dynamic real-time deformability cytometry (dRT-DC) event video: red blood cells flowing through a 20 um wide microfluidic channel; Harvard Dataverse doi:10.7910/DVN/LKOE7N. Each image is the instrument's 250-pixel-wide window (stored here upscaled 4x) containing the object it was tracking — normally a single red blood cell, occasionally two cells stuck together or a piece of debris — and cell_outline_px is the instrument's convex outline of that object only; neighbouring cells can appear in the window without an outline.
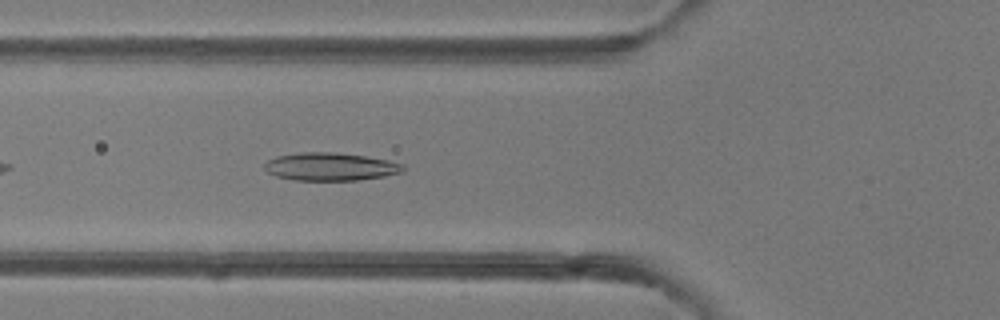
{"species": "common noctule bat (a hibernating species)", "species_latin": "Nyctalus noctula", "temperature_condition": "room temperature", "stored_images_in_passage": 36, "camera_frame_rate_fps": 3000, "um_per_image_px": 0.085, "animal": {"sex": "female"}, "frame": {"image": 1, "passage_image": 5, "time_ms": 1.333, "image_size_px": [1000, 320], "cell_outline_px": [[404, 172], [384, 176], [356, 180], [296, 180], [276, 176], [268, 172], [264, 168], [264, 164], [268, 160], [276, 156], [300, 152], [336, 152], [364, 156], [388, 160], [404, 164]], "centroid_in_image_um": [28.09, 14.16], "position_along_channel_um": 97.7, "area_um2": 22.54}}
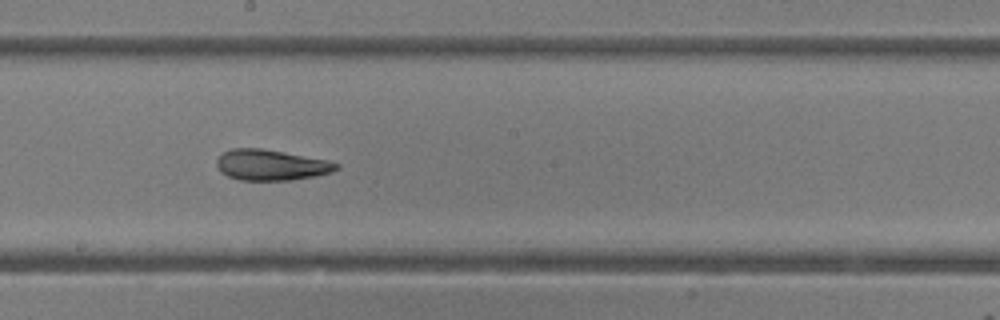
{"frame": {"image": 2, "passage_image": 14, "time_ms": 4.333, "image_size_px": [1000, 320], "cell_outline_px": [[340, 168], [332, 172], [316, 176], [288, 180], [240, 180], [228, 176], [220, 172], [216, 164], [216, 160], [224, 152], [232, 148], [264, 148], [328, 160], [340, 164]], "centroid_in_image_um": [23.06, 14.02], "position_along_channel_um": 225.1, "area_um2": 21.56}}
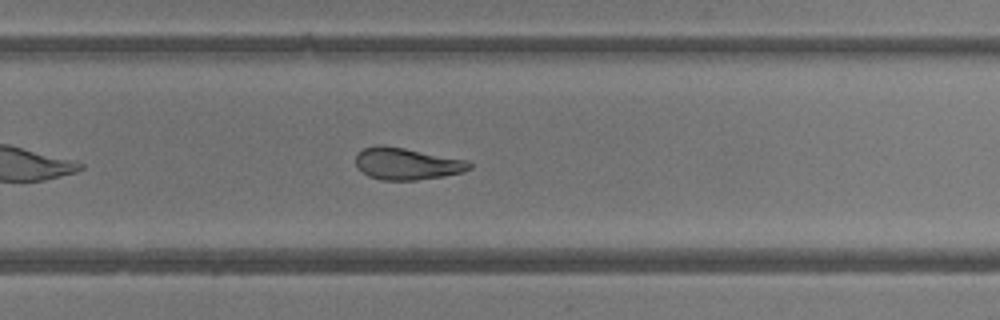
{"frame": {"image": 3, "passage_image": 19, "time_ms": 6.0, "image_size_px": [1000, 320], "cell_outline_px": [[472, 168], [464, 172], [444, 176], [416, 180], [380, 180], [368, 176], [356, 168], [356, 152], [364, 148], [376, 144], [380, 144], [404, 148], [468, 160], [472, 164]], "centroid_in_image_um": [34.56, 13.91], "position_along_channel_um": 295.2, "area_um2": 21.44}, "authors_computed_cell_mechanics": {"area_um2": 22.3397, "velocity_mm_per_s": 4.2289, "shape_relaxation_time_tau1_ms": 9.8113, "shape_relaxation_time_tau2_ms": 3.0505, "deformation_change_tau1": 0.2383, "deformation_change_tau2": 0.1047}}